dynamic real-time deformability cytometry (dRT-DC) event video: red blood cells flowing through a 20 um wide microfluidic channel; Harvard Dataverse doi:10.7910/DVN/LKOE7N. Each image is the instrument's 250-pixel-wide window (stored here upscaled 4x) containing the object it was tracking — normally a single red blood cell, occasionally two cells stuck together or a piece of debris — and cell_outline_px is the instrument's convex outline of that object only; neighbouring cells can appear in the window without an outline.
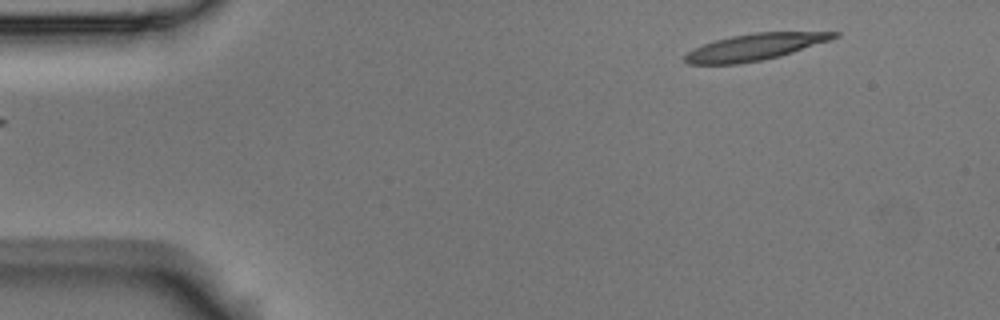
{"species": "Egyptian fruit bat (a non-hibernating species)", "species_latin": "Rousettus aegyptiacus", "temperature_condition": "room temperature", "stored_images_in_passage": 4, "segment_of_instrument_passage": [2, 2], "camera_frame_rate_fps": 3000, "um_per_image_px": 0.085, "animal": {"sex": "male"}, "frame": {"image": 1, "passage_image": 4, "time_ms": 1.0, "image_size_px": [1000, 320], "cell_outline_px": [[840, 36], [832, 40], [780, 56], [740, 64], [688, 64], [684, 60], [684, 56], [688, 52], [704, 44], [716, 40], [732, 36], [756, 32], [840, 32]], "centroid_in_image_um": [64.21, 3.99], "position_along_channel_um": 20.8, "area_um2": 22.95}}